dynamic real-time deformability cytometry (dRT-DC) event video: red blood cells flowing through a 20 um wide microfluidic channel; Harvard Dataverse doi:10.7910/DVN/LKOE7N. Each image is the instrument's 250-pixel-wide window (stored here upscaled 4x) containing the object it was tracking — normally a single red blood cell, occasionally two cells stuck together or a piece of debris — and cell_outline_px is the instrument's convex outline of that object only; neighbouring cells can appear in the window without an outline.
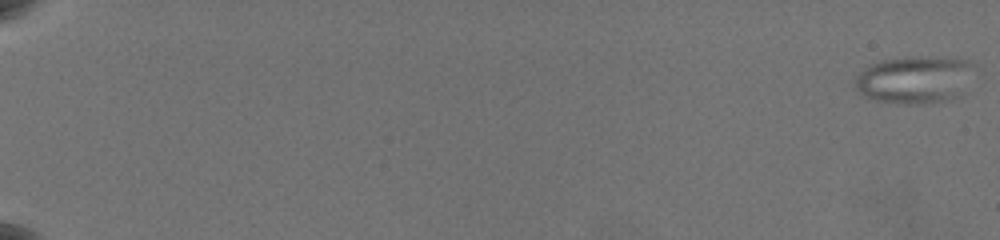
{"species": "common noctule bat (a hibernating species)", "species_latin": "Nyctalus noctula", "temperature_condition": "warm", "stored_images_in_passage": 17, "camera_frame_rate_fps": 3000, "um_per_image_px": 0.085, "animal": {"sex": "female", "body_mass_g": 19.5, "forearm_length_mm": 54.1}, "frame": {"image": 1, "passage_image": 1, "time_ms": 0.0, "image_size_px": [1000, 240], "cell_outline_px": [[976, 64], [960, 96], [948, 100], [920, 104], [896, 104], [876, 100], [860, 92], [856, 88], [856, 76], [868, 64], [880, 60], [912, 56], [924, 56], [968, 60]], "centroid_in_image_um": [77.75, 6.76], "position_along_channel_um": 7.2, "area_um2": 33.12}}